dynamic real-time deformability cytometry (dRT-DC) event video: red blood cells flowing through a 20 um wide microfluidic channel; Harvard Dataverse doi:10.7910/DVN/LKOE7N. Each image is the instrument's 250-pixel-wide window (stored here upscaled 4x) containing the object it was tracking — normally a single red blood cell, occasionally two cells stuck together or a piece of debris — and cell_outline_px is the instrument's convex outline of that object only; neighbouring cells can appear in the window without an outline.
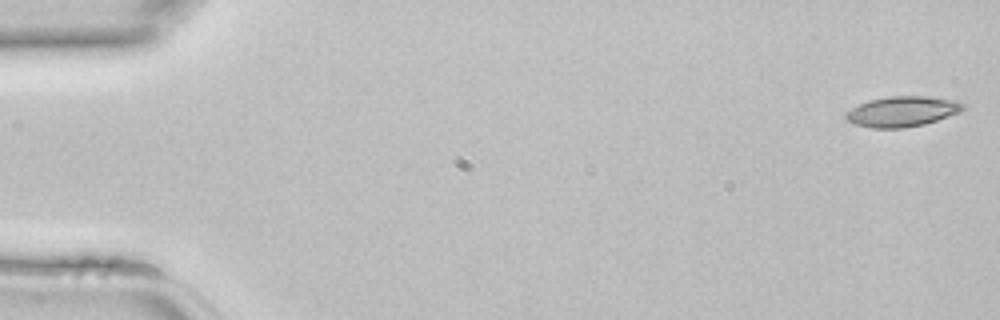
{"species": "common noctule bat (a hibernating species)", "species_latin": "Nyctalus noctula", "temperature_condition": "room temperature", "stored_images_in_passage": 46, "camera_frame_rate_fps": 3000, "um_per_image_px": 0.085, "animal": {"sex": "female", "body_mass_g": 22.7, "forearm_length_mm": 54.2}, "frame": {"image": 1, "passage_image": 1, "time_ms": 0.0, "image_size_px": [1000, 320], "cell_outline_px": [[968, 104], [960, 112], [924, 124], [904, 128], [872, 128], [852, 124], [844, 116], [844, 112], [868, 100], [888, 96], [928, 96], [956, 100]], "centroid_in_image_um": [76.69, 9.47], "position_along_channel_um": 8.3, "area_um2": 20.92}}
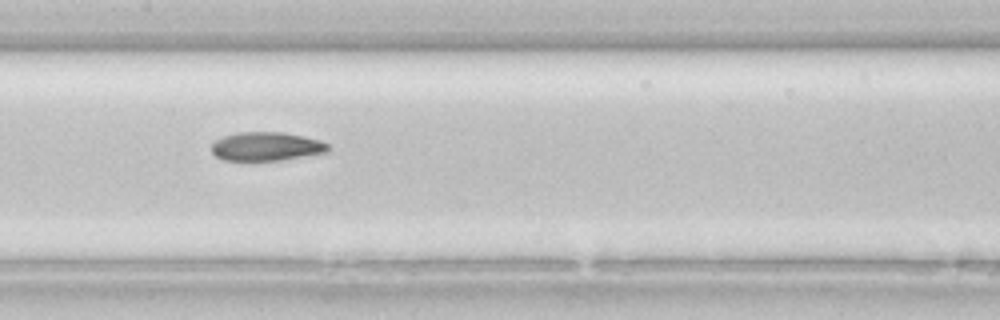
{"frame": {"image": 2, "passage_image": 22, "time_ms": 7.0, "image_size_px": [1000, 320], "cell_outline_px": [[332, 148], [328, 152], [280, 160], [244, 164], [224, 160], [216, 156], [212, 152], [212, 144], [216, 140], [224, 136], [240, 132], [284, 132], [304, 136], [320, 140], [328, 144]], "centroid_in_image_um": [22.62, 12.49], "position_along_channel_um": 184.8, "area_um2": 20.29}}
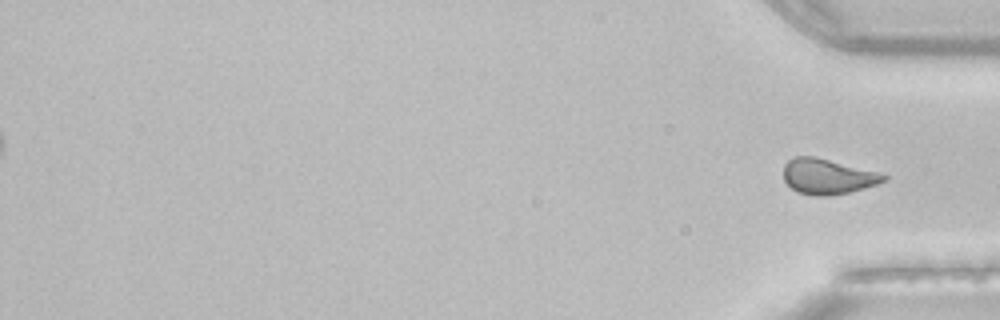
{"frame": {"image": 3, "passage_image": 46, "time_ms": 15.0, "image_size_px": [1000, 320], "cell_outline_px": [[888, 180], [864, 188], [848, 192], [828, 196], [816, 196], [796, 192], [784, 180], [784, 164], [788, 160], [796, 156], [816, 156], [876, 172], [888, 176]], "centroid_in_image_um": [70.32, 15.0], "position_along_channel_um": 364.9, "area_um2": 20.52}}